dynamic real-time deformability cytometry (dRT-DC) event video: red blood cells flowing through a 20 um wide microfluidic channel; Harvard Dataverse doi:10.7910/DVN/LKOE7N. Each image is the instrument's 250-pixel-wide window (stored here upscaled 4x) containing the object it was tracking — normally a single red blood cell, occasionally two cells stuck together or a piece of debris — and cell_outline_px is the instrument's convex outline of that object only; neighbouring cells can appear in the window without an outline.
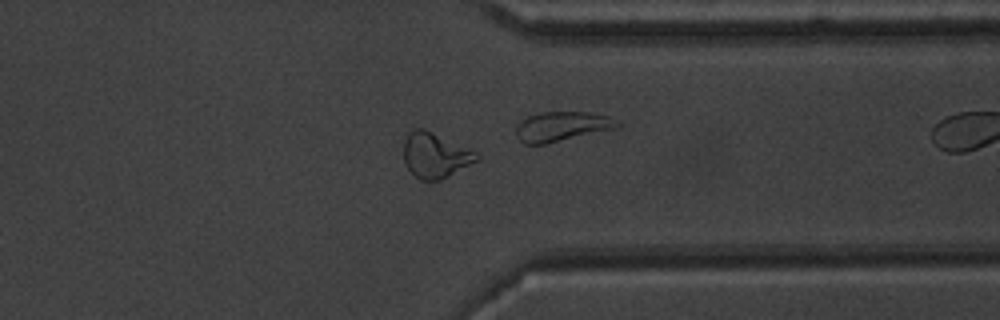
{"species": "common noctule bat (a hibernating species)", "species_latin": "Nyctalus noctula", "temperature_condition": "warm", "stored_images_in_passage": 29, "segment_of_instrument_passage": [1, 2], "camera_frame_rate_fps": 3000, "um_per_image_px": 0.085, "animal": {"sex": "male", "body_mass_g": 20.1, "forearm_length_mm": 53.5}, "frame": {"image": 1, "passage_image": 25, "time_ms": 8.0, "image_size_px": [1000, 320], "cell_outline_px": [[480, 160], [440, 180], [420, 180], [408, 168], [404, 160], [404, 140], [408, 132], [412, 128], [424, 128], [472, 148], [480, 156]], "centroid_in_image_um": [37.03, 13.16], "position_along_channel_um": 374.4, "area_um2": 19.54}}